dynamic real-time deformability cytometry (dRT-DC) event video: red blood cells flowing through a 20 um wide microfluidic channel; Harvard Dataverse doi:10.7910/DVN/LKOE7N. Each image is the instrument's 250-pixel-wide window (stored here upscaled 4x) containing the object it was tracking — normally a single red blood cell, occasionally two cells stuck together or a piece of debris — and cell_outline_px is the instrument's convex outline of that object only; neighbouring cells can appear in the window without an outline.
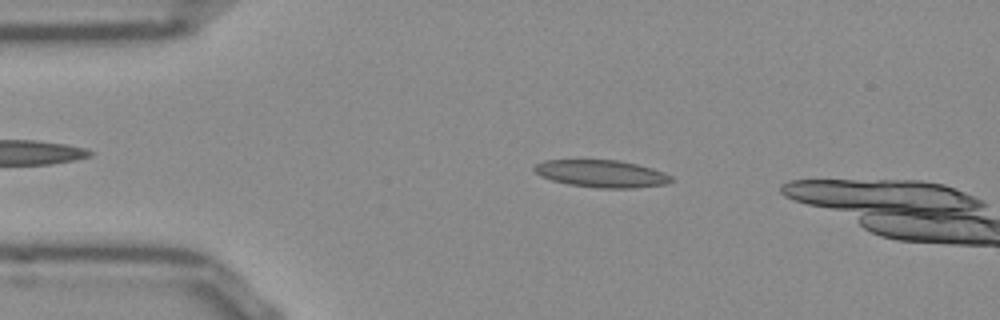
{"species": "Egyptian fruit bat (a non-hibernating species)", "species_latin": "Rousettus aegyptiacus", "temperature_condition": "room temperature", "stored_images_in_passage": 12, "camera_frame_rate_fps": 3000, "um_per_image_px": 0.085, "frame": {"image": 1, "passage_image": 9, "time_ms": 2.667, "image_size_px": [1000, 320], "cell_outline_px": [[672, 180], [668, 184], [632, 188], [600, 188], [568, 184], [552, 180], [540, 176], [532, 168], [536, 164], [544, 160], [620, 160], [652, 168], [664, 172], [672, 176]], "centroid_in_image_um": [51.14, 14.76], "position_along_channel_um": 33.9, "area_um2": 21.79}}